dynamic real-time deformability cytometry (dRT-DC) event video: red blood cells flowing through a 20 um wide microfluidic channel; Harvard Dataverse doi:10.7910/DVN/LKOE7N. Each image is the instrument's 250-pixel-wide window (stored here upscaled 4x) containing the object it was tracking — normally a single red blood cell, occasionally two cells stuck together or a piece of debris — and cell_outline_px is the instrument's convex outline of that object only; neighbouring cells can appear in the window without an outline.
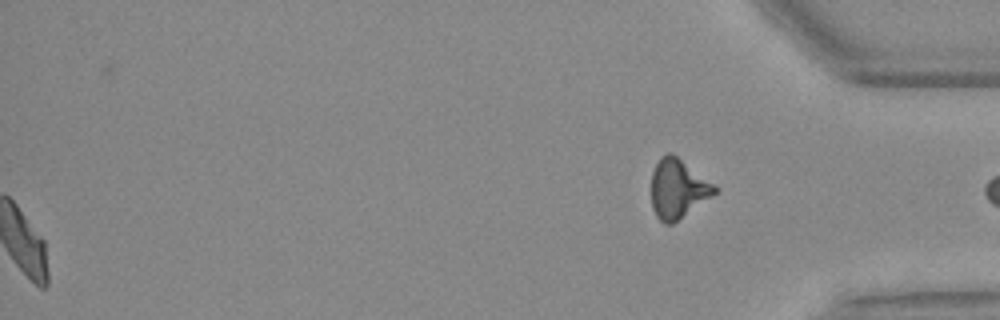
{"species": "Egyptian fruit bat (a non-hibernating species)", "species_latin": "Rousettus aegyptiacus", "temperature_condition": "warm", "stored_images_in_passage": 54, "segment_of_instrument_passage": [2, 2], "camera_frame_rate_fps": 3000, "um_per_image_px": 0.085, "animal": {"sex": "female"}, "frame": {"image": 1, "passage_image": 54, "time_ms": 17.667, "image_size_px": [1000, 320], "cell_outline_px": [[716, 192], [712, 196], [672, 224], [664, 224], [656, 216], [652, 208], [652, 172], [660, 156], [668, 152], [672, 152], [712, 184], [716, 188]], "centroid_in_image_um": [57.57, 16.04], "position_along_channel_um": 377.6, "area_um2": 21.39}}